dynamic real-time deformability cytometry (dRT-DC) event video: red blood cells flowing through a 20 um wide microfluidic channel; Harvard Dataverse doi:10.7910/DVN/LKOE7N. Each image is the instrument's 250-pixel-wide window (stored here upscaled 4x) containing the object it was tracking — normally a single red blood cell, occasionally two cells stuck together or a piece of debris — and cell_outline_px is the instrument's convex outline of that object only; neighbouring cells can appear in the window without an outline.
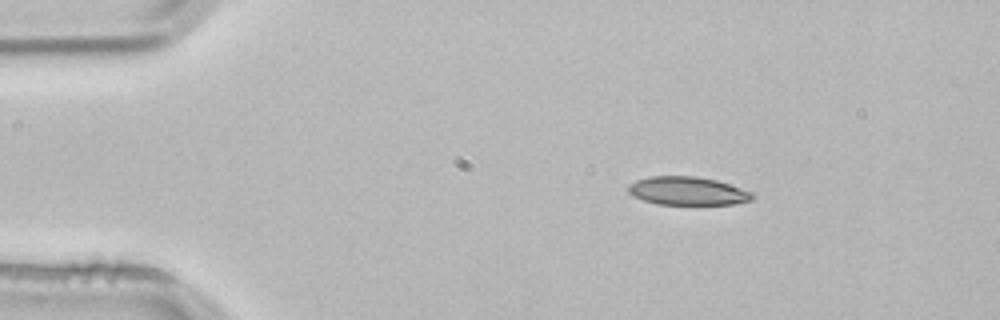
{"species": "common noctule bat (a hibernating species)", "species_latin": "Nyctalus noctula", "temperature_condition": "room temperature", "stored_images_in_passage": 3, "camera_frame_rate_fps": 3000, "um_per_image_px": 0.085, "animal": {"sex": "male", "body_mass_g": 21.5, "forearm_length_mm": 52.0}, "frame": {"image": 1, "passage_image": 1, "time_ms": 0.0, "image_size_px": [1000, 320], "cell_outline_px": [[756, 196], [752, 200], [732, 204], [656, 204], [632, 196], [628, 192], [628, 184], [636, 180], [648, 176], [696, 176], [716, 180], [752, 192]], "centroid_in_image_um": [58.41, 16.22], "position_along_channel_um": 26.6, "area_um2": 20.52}}
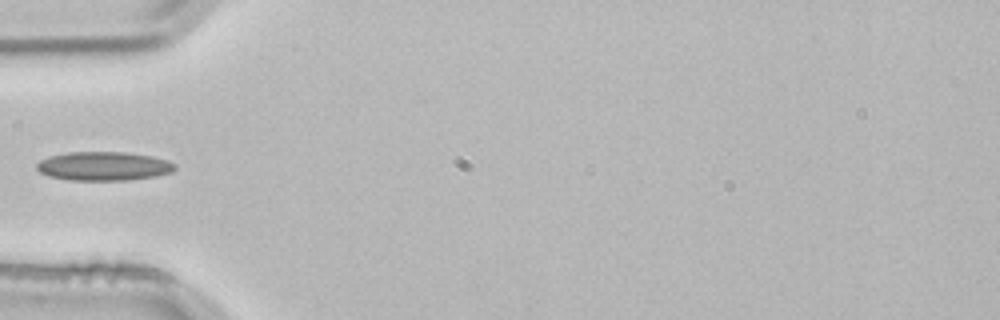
{"frame": {"image": 2, "passage_image": 3, "time_ms": 0.667, "image_size_px": [1000, 320], "cell_outline_px": [[176, 168], [172, 172], [156, 176], [128, 180], [72, 180], [48, 176], [40, 172], [36, 168], [36, 164], [40, 160], [48, 156], [68, 152], [128, 152], [152, 156], [168, 160], [176, 164]], "centroid_in_image_um": [8.82, 14.11], "position_along_channel_um": 76.2, "area_um2": 23.41}}